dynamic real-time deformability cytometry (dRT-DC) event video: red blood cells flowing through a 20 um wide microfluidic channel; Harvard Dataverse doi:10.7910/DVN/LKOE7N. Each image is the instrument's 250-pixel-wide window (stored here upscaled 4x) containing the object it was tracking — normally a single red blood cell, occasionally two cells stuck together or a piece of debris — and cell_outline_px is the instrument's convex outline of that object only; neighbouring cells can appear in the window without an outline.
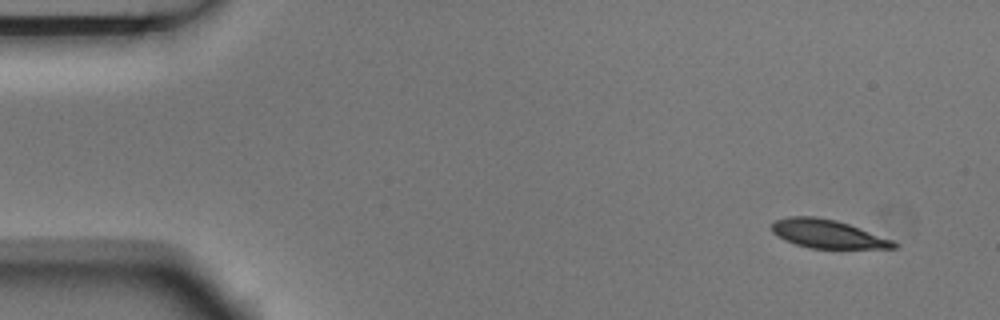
{"species": "Egyptian fruit bat (a non-hibernating species)", "species_latin": "Rousettus aegyptiacus", "temperature_condition": "room temperature", "stored_images_in_passage": 4, "camera_frame_rate_fps": 3000, "um_per_image_px": 0.085, "animal": {"sex": "male"}, "frame": {"image": 1, "passage_image": 1, "time_ms": 0.0, "image_size_px": [1000, 320], "cell_outline_px": [[900, 244], [896, 248], [812, 248], [796, 244], [784, 240], [776, 236], [772, 232], [772, 224], [776, 220], [788, 216], [816, 216], [836, 220], [860, 228], [892, 240]], "centroid_in_image_um": [70.32, 19.87], "position_along_channel_um": 14.7, "area_um2": 20.11}}
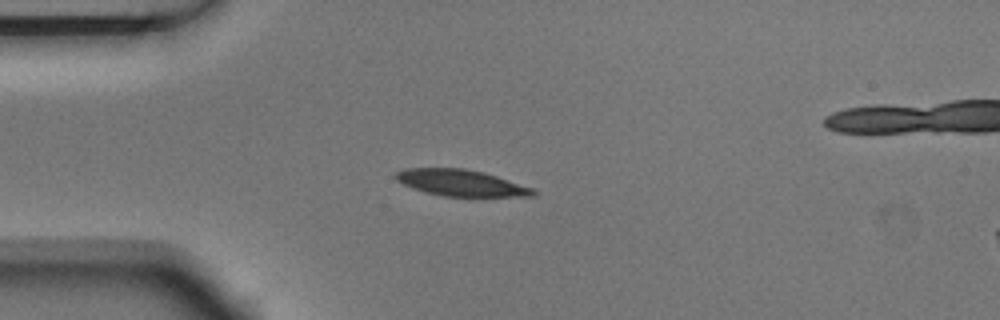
{"frame": {"image": 2, "passage_image": 4, "time_ms": 1.0, "image_size_px": [1000, 320], "cell_outline_px": [[540, 192], [536, 196], [476, 200], [472, 200], [444, 196], [424, 192], [412, 188], [396, 180], [392, 176], [396, 172], [404, 168], [464, 168], [484, 172], [532, 188]], "centroid_in_image_um": [39.28, 15.61], "position_along_channel_um": 45.7, "area_um2": 22.54}}